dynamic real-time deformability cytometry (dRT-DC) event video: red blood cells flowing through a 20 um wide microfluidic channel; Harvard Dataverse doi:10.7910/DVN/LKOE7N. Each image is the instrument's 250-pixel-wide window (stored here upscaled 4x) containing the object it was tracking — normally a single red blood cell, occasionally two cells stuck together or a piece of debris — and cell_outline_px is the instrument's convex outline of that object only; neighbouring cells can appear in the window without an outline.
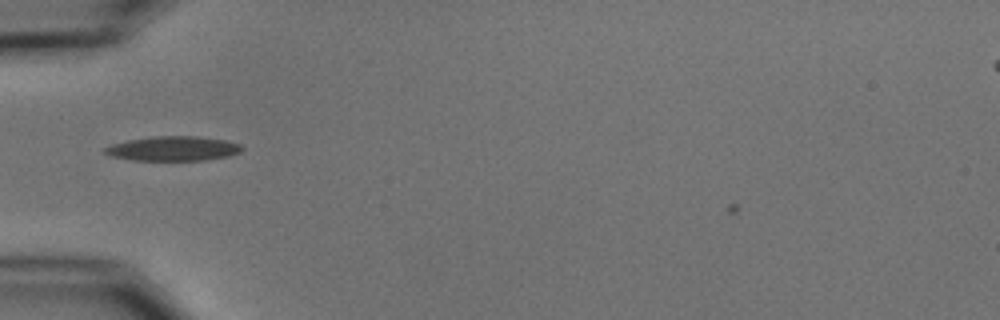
{"species": "common noctule bat (a hibernating species)", "species_latin": "Nyctalus noctula", "temperature_condition": "cold", "stored_images_in_passage": 13, "camera_frame_rate_fps": 3000, "um_per_image_px": 0.085, "animal": {"sex": "male", "body_mass_g": 15.6}, "frame": {"image": 1, "passage_image": 10, "time_ms": 3.0, "image_size_px": [1000, 320], "cell_outline_px": [[244, 148], [240, 152], [228, 156], [204, 160], [132, 160], [112, 156], [104, 152], [104, 148], [112, 144], [128, 140], [156, 136], [196, 136], [224, 140], [240, 144]], "centroid_in_image_um": [14.73, 12.63], "position_along_channel_um": 70.3, "area_um2": 19.42}}